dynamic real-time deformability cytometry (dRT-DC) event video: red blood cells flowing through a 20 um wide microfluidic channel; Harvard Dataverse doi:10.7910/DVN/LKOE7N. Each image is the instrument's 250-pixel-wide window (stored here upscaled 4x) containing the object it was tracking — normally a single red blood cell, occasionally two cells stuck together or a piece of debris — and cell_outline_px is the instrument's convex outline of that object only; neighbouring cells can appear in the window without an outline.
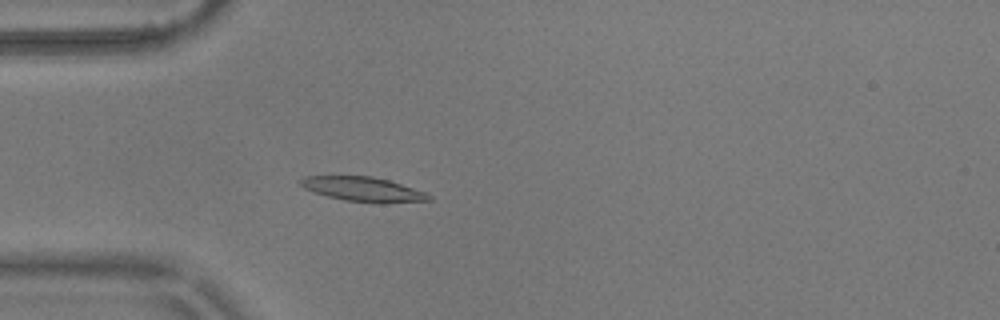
{"species": "common noctule bat (a hibernating species)", "species_latin": "Nyctalus noctula", "temperature_condition": "warm", "stored_images_in_passage": 47, "camera_frame_rate_fps": 3000, "um_per_image_px": 0.085, "animal": {"sex": "male", "body_mass_g": 17.9}, "frame": {"image": 1, "passage_image": 15, "time_ms": 4.667, "image_size_px": [1000, 320], "cell_outline_px": [[432, 200], [380, 204], [344, 200], [328, 196], [304, 188], [300, 184], [300, 180], [304, 176], [372, 176], [388, 180], [424, 192], [432, 196]], "centroid_in_image_um": [30.89, 16.1], "position_along_channel_um": 54.1, "area_um2": 18.21}}
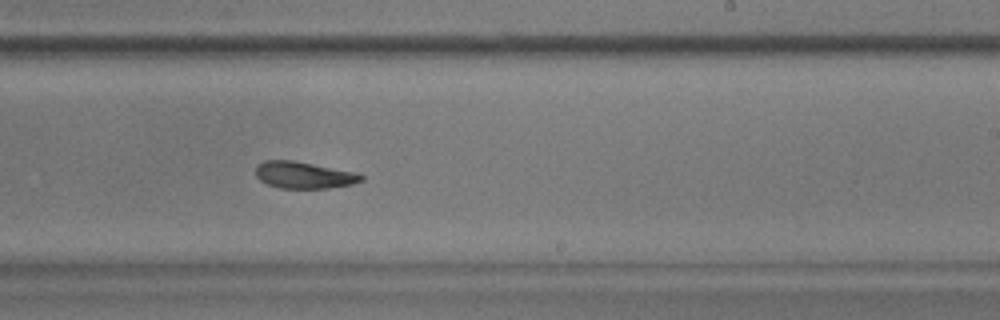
{"frame": {"image": 2, "passage_image": 33, "time_ms": 10.667, "image_size_px": [1000, 320], "cell_outline_px": [[364, 180], [352, 184], [328, 188], [280, 188], [268, 184], [260, 180], [256, 176], [256, 164], [264, 160], [292, 160], [356, 172], [364, 176]], "centroid_in_image_um": [25.82, 14.87], "position_along_channel_um": 263.2, "area_um2": 16.47}}
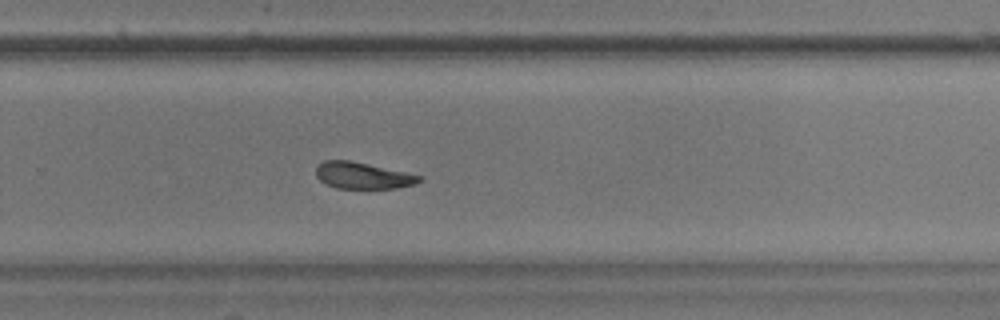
{"frame": {"image": 3, "passage_image": 36, "time_ms": 11.667, "image_size_px": [1000, 320], "cell_outline_px": [[424, 180], [416, 184], [396, 188], [336, 188], [320, 180], [316, 176], [316, 164], [324, 160], [348, 160], [368, 164], [404, 172], [420, 176]], "centroid_in_image_um": [30.81, 14.92], "position_along_channel_um": 299.0, "area_um2": 15.84}, "authors_computed_cell_mechanics": {"area_um2": 17.4556, "velocity_mm_per_s": 3.5864, "shape_relaxation_time_tau1_ms": null, "shape_relaxation_time_tau2_ms": 2.173, "deformation_change_tau1": null, "deformation_change_tau2": 0.081}}